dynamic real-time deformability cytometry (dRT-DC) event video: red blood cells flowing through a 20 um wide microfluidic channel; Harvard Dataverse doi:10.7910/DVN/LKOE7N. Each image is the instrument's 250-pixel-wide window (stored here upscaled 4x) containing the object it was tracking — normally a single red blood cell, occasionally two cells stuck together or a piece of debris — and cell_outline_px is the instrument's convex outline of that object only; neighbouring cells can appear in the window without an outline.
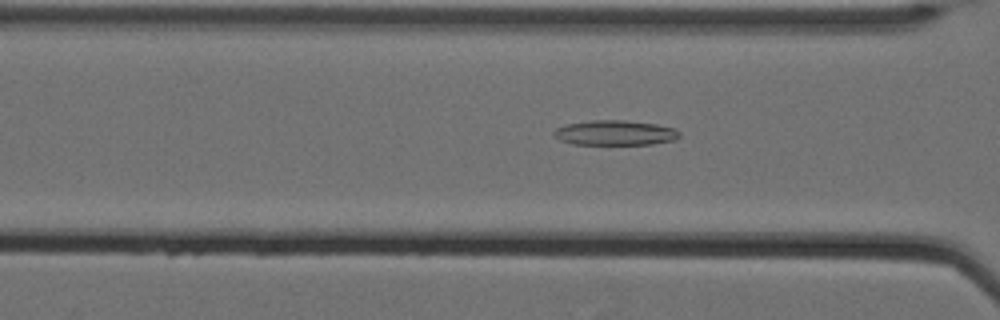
{"species": "Egyptian fruit bat (a non-hibernating species)", "species_latin": "Rousettus aegyptiacus", "temperature_condition": "cold", "stored_images_in_passage": 60, "camera_frame_rate_fps": 3000, "um_per_image_px": 0.085, "animal": {"sex": "female"}, "frame": {"image": 1, "passage_image": 27, "time_ms": 8.667, "image_size_px": [1000, 320], "cell_outline_px": [[680, 136], [676, 140], [652, 144], [572, 144], [560, 140], [552, 136], [552, 132], [556, 128], [568, 124], [592, 120], [624, 120], [656, 124], [672, 128], [680, 132]], "centroid_in_image_um": [52.26, 11.29], "position_along_channel_um": 114.3, "area_um2": 18.26}}
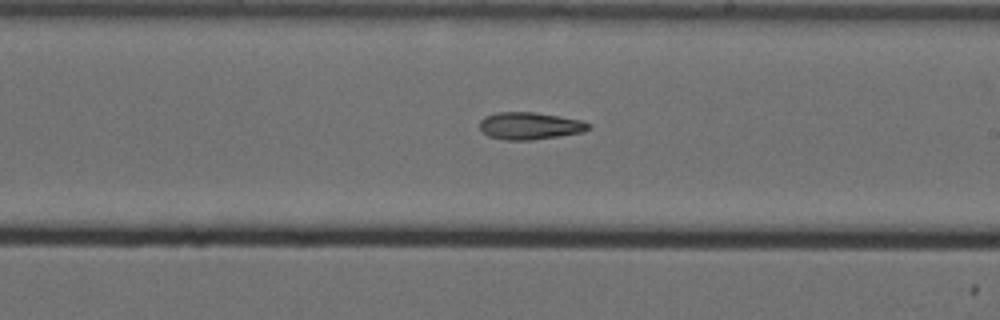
{"frame": {"image": 2, "passage_image": 38, "time_ms": 12.333, "image_size_px": [1000, 320], "cell_outline_px": [[588, 128], [584, 132], [560, 136], [532, 140], [504, 140], [488, 136], [480, 128], [480, 120], [484, 116], [496, 112], [532, 112], [560, 116], [584, 120], [588, 124]], "centroid_in_image_um": [45.02, 10.69], "position_along_channel_um": 244.0, "area_um2": 17.34}}
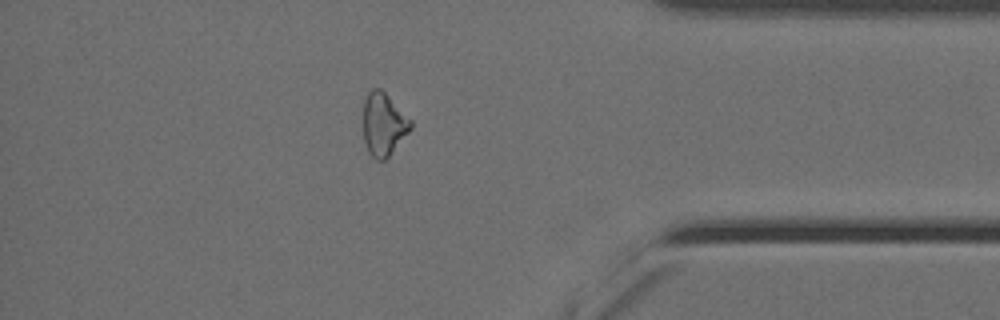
{"frame": {"image": 3, "passage_image": 53, "time_ms": 17.333, "image_size_px": [1000, 320], "cell_outline_px": [[412, 128], [388, 156], [384, 160], [376, 160], [368, 152], [364, 140], [364, 100], [368, 92], [372, 88], [380, 88], [412, 120]], "centroid_in_image_um": [32.6, 10.56], "position_along_channel_um": 402.6, "area_um2": 17.17}}